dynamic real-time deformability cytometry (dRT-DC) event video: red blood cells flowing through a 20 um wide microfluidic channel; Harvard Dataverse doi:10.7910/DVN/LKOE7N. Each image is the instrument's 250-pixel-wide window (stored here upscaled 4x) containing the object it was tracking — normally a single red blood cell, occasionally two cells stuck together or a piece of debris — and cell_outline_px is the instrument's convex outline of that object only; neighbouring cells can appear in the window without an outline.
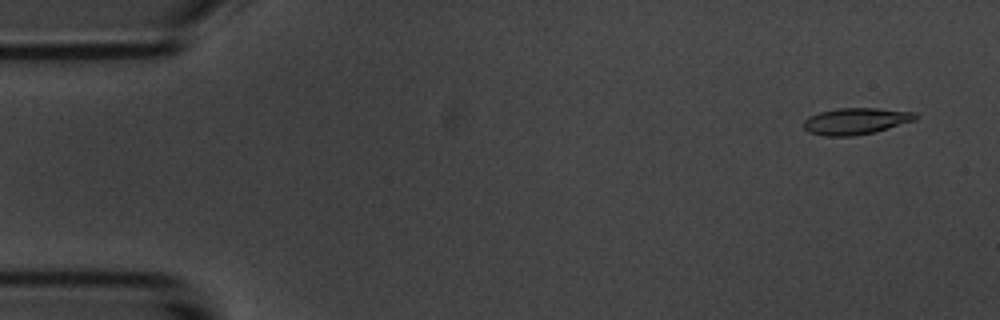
{"species": "common noctule bat (a hibernating species)", "species_latin": "Nyctalus noctula", "temperature_condition": "room temperature", "stored_images_in_passage": 5, "camera_frame_rate_fps": 3000, "um_per_image_px": 0.085, "animal": {"sex": "male", "body_mass_g": 20.1, "forearm_length_mm": 53.5}, "frame": {"image": 1, "passage_image": 1, "time_ms": 0.0, "image_size_px": [1000, 320], "cell_outline_px": [[920, 116], [916, 120], [876, 132], [852, 136], [824, 136], [808, 132], [804, 128], [804, 120], [808, 116], [820, 112], [836, 108], [876, 108], [916, 112]], "centroid_in_image_um": [72.77, 10.29], "position_along_channel_um": 12.2, "area_um2": 17.51}}
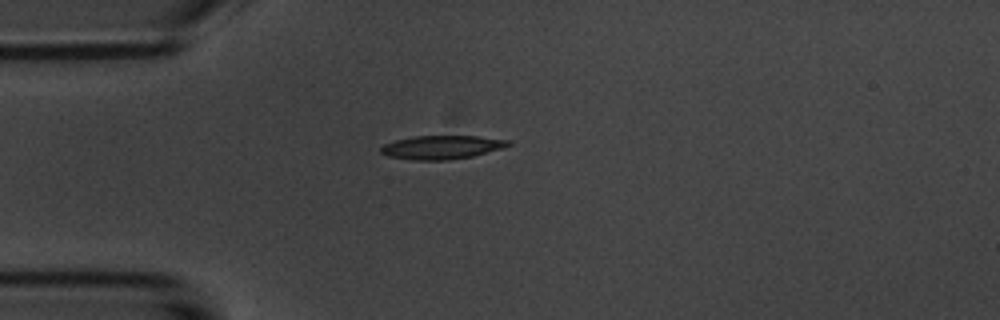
{"frame": {"image": 2, "passage_image": 4, "time_ms": 3.667, "image_size_px": [1000, 320], "cell_outline_px": [[512, 144], [504, 148], [472, 156], [448, 160], [412, 160], [388, 156], [380, 152], [380, 148], [384, 144], [396, 140], [416, 136], [476, 136], [512, 140]], "centroid_in_image_um": [37.58, 12.52], "position_along_channel_um": 47.4, "area_um2": 17.57}}